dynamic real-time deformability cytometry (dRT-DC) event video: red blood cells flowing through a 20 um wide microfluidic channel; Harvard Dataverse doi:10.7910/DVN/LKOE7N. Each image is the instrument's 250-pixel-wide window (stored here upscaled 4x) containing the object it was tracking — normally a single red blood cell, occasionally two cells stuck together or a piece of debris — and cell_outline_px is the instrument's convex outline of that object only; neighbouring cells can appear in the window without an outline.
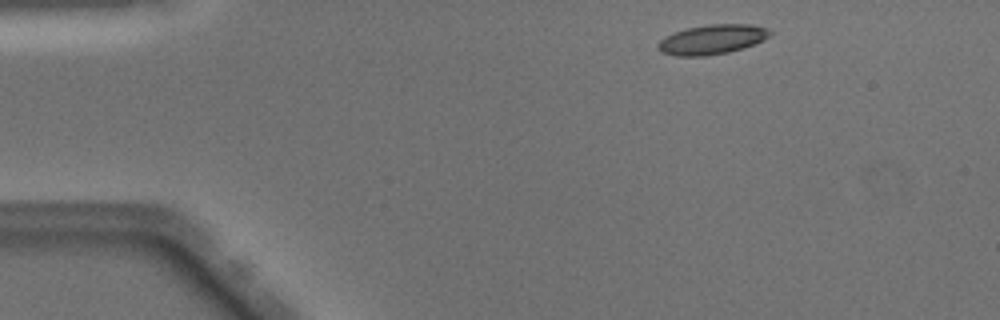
{"species": "Egyptian fruit bat (a non-hibernating species)", "species_latin": "Rousettus aegyptiacus", "temperature_condition": "warm", "stored_images_in_passage": 44, "camera_frame_rate_fps": 3000, "um_per_image_px": 0.085, "animal": {"sex": "male"}, "frame": {"image": 1, "passage_image": 2, "time_ms": 0.333, "image_size_px": [1000, 320], "cell_outline_px": [[772, 32], [764, 40], [744, 48], [728, 52], [704, 56], [676, 56], [664, 52], [656, 44], [660, 40], [676, 32], [688, 28], [708, 24], [748, 24], [768, 28]], "centroid_in_image_um": [60.58, 3.35], "position_along_channel_um": 24.4, "area_um2": 19.07}}
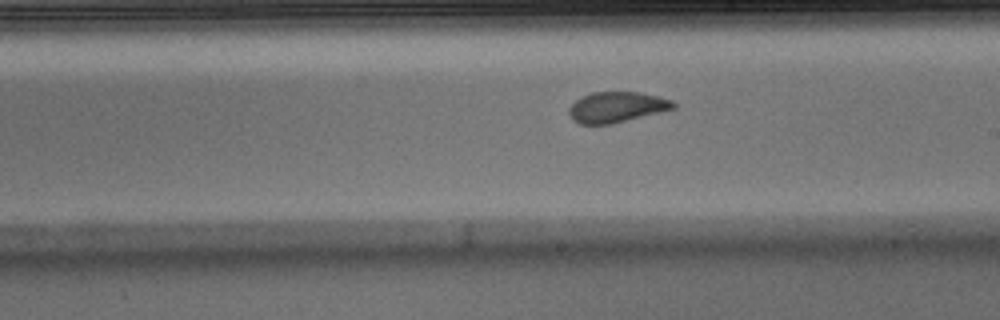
{"frame": {"image": 2, "passage_image": 23, "time_ms": 7.333, "image_size_px": [1000, 320], "cell_outline_px": [[676, 108], [612, 124], [580, 124], [572, 120], [568, 112], [568, 108], [580, 96], [592, 92], [640, 92], [660, 96], [672, 100], [676, 104]], "centroid_in_image_um": [52.41, 9.1], "position_along_channel_um": 236.6, "area_um2": 18.79}}
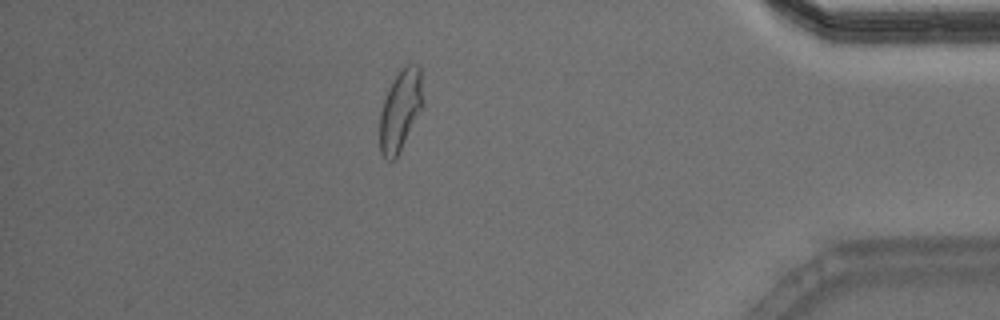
{"frame": {"image": 3, "passage_image": 38, "time_ms": 12.333, "image_size_px": [1000, 320], "cell_outline_px": [[420, 108], [396, 160], [388, 160], [380, 152], [380, 112], [384, 100], [400, 68], [404, 64], [420, 64]], "centroid_in_image_um": [33.98, 9.39], "position_along_channel_um": 401.2, "area_um2": 19.42}, "authors_computed_cell_mechanics": {"area_um2": 19.3341, "velocity_mm_per_s": 4.0617, "shape_relaxation_time_tau1_ms": 6.4793, "shape_relaxation_time_tau2_ms": 1.0405, "deformation_change_tau1": 0.1938, "deformation_change_tau2": 0.0775}}